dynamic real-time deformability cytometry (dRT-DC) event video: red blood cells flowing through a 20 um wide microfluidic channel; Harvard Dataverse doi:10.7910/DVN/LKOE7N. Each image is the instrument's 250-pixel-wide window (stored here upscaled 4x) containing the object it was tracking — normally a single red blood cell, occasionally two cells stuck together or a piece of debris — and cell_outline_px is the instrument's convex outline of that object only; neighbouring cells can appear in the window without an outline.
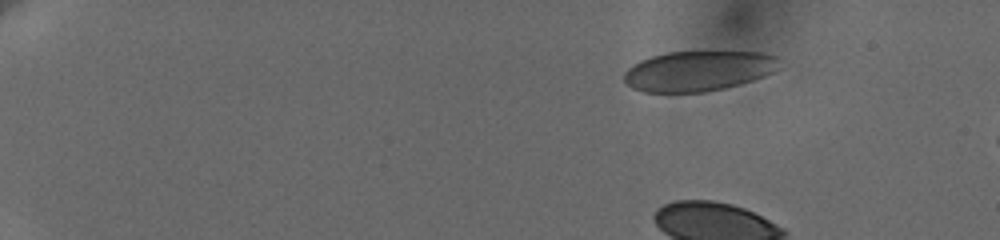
{"species": "human", "species_latin": "Homo sapiens", "temperature_condition": "cold", "stored_images_in_passage": 47, "camera_frame_rate_fps": 3000, "um_per_image_px": 0.085, "donor": {"sex": "female"}, "frame": {"image": 1, "passage_image": 1, "time_ms": 0.0, "image_size_px": [1000, 240], "cell_outline_px": [[780, 68], [764, 76], [740, 84], [724, 88], [704, 92], [644, 92], [632, 88], [624, 80], [624, 72], [632, 64], [640, 60], [652, 56], [668, 52], [764, 52], [776, 56]], "centroid_in_image_um": [59.35, 6.03], "position_along_channel_um": 25.7, "area_um2": 36.36}}